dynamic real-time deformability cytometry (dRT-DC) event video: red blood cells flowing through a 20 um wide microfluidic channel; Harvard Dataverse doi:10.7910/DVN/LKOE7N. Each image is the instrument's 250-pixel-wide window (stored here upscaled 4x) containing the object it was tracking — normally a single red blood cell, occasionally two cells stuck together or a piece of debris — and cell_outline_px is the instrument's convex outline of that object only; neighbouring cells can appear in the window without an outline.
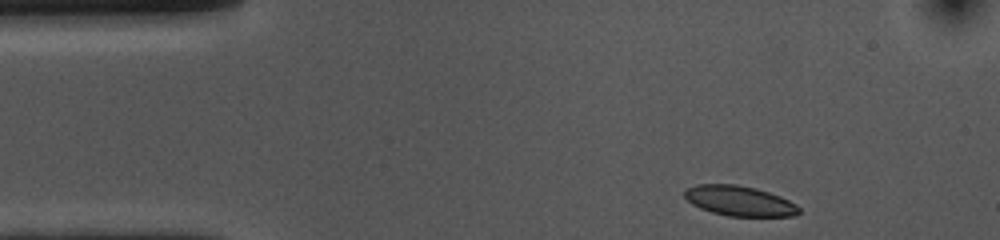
{"species": "common noctule bat (a hibernating species)", "species_latin": "Nyctalus noctula", "temperature_condition": "cold", "stored_images_in_passage": 38, "camera_frame_rate_fps": 3000, "um_per_image_px": 0.085, "animal": {"sex": "female", "body_mass_g": 10.0, "forearm_length_mm": 53.1}, "frame": {"image": 1, "passage_image": 1, "time_ms": 0.0, "image_size_px": [1000, 240], "cell_outline_px": [[800, 212], [796, 216], [728, 216], [712, 212], [700, 208], [692, 204], [684, 196], [684, 192], [688, 188], [696, 184], [736, 184], [756, 188], [780, 196], [796, 204], [800, 208]], "centroid_in_image_um": [62.86, 17.07], "position_along_channel_um": 22.1, "area_um2": 20.06}}
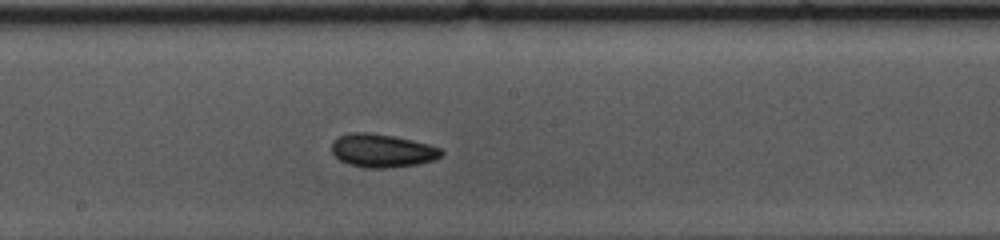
{"frame": {"image": 2, "passage_image": 22, "time_ms": 7.0, "image_size_px": [1000, 240], "cell_outline_px": [[444, 152], [436, 160], [416, 164], [388, 168], [364, 168], [348, 164], [340, 160], [332, 152], [332, 140], [336, 136], [352, 132], [368, 132], [392, 136], [412, 140], [428, 144], [440, 148]], "centroid_in_image_um": [32.46, 12.8], "position_along_channel_um": 215.7, "area_um2": 21.39}}
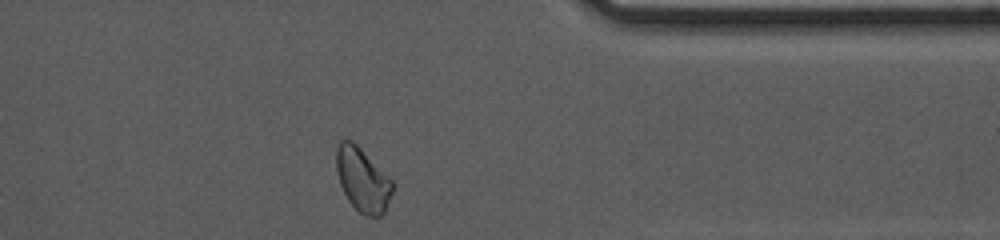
{"frame": {"image": 3, "passage_image": 37, "time_ms": 12.0, "image_size_px": [1000, 240], "cell_outline_px": [[392, 192], [384, 212], [380, 216], [364, 216], [348, 200], [340, 184], [336, 172], [336, 148], [340, 140], [352, 140], [392, 180]], "centroid_in_image_um": [30.79, 15.27], "position_along_channel_um": 380.6, "area_um2": 20.58}, "authors_computed_cell_mechanics": {"area_um2": 20.9814, "velocity_mm_per_s": 3.5958, "shape_relaxation_time_tau1_ms": 6.5552, "shape_relaxation_time_tau2_ms": 3.6141, "deformation_change_tau1": 0.1549, "deformation_change_tau2": 0.0856}}